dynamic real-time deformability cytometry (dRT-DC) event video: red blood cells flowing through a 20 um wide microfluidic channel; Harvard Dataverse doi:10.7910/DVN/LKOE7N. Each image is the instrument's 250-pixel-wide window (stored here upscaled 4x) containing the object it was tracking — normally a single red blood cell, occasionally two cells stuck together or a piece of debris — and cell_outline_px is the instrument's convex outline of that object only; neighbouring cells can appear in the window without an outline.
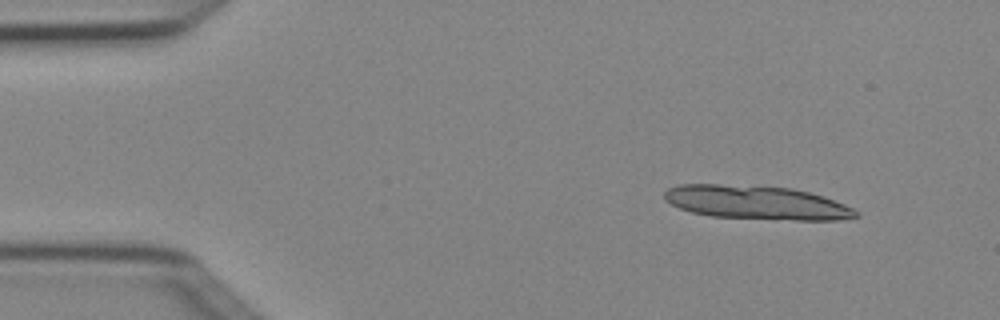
{"species": "Egyptian fruit bat (a non-hibernating species)", "species_latin": "Rousettus aegyptiacus", "temperature_condition": "cold", "stored_images_in_passage": 6, "camera_frame_rate_fps": 3000, "um_per_image_px": 0.085, "animal": {"sex": "female"}, "frame": {"image": 1, "passage_image": 2, "time_ms": 0.333, "image_size_px": [1000, 320], "cell_outline_px": [[860, 216], [836, 220], [796, 220], [712, 216], [692, 212], [680, 208], [664, 200], [664, 192], [668, 188], [680, 184], [720, 184], [792, 188], [824, 196], [844, 204], [860, 212]], "centroid_in_image_um": [64.31, 17.21], "position_along_channel_um": 20.7, "area_um2": 37.51}}
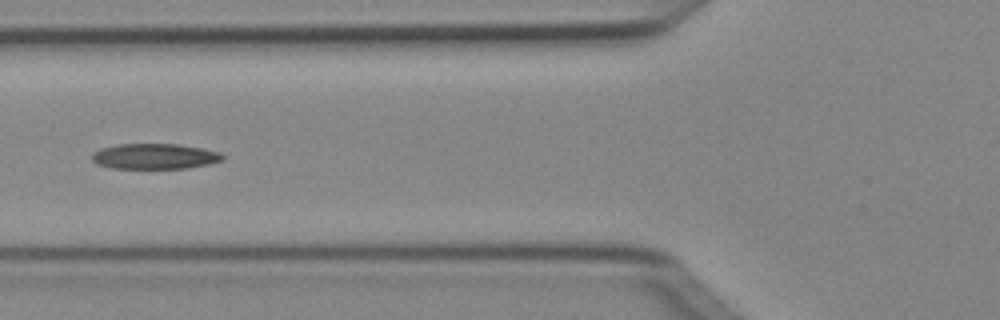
{"frame": {"image": 2, "passage_image": 5, "time_ms": 1.333, "image_size_px": [1000, 320], "cell_outline_px": [[224, 160], [208, 164], [188, 168], [112, 168], [96, 164], [92, 160], [92, 152], [100, 148], [116, 144], [180, 144], [220, 152], [224, 156]], "centroid_in_image_um": [13.12, 13.28], "position_along_channel_um": 112.7, "area_um2": 19.48}}
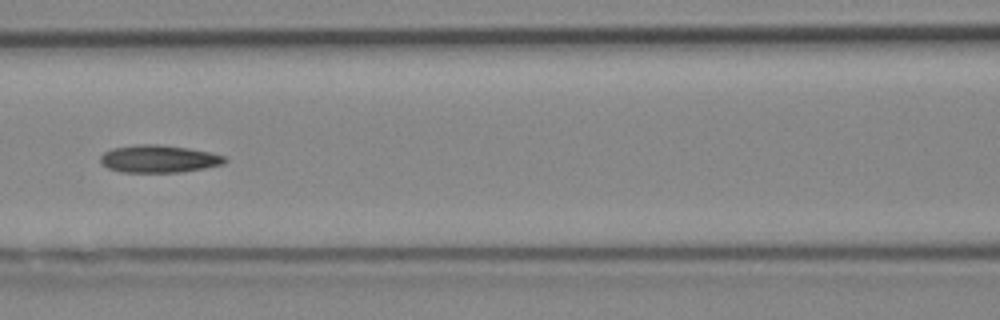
{"frame": {"image": 3, "passage_image": 6, "time_ms": 1.667, "image_size_px": [1000, 320], "cell_outline_px": [[228, 160], [224, 164], [204, 168], [180, 172], [120, 172], [108, 168], [100, 164], [100, 156], [104, 152], [112, 148], [136, 144], [156, 144], [188, 148], [212, 152], [224, 156]], "centroid_in_image_um": [13.48, 13.5], "position_along_channel_um": 153.1, "area_um2": 20.11}}